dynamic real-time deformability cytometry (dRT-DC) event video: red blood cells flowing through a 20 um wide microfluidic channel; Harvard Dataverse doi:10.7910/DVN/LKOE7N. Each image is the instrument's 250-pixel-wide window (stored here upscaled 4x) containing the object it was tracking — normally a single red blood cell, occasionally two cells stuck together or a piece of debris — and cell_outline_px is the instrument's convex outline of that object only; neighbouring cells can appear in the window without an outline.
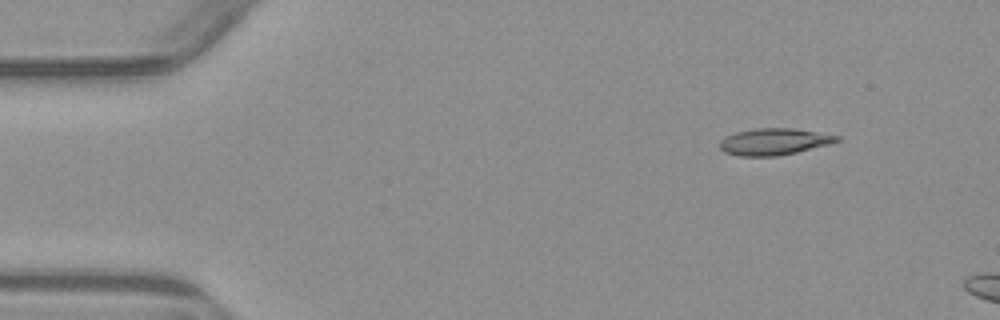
{"species": "common noctule bat (a hibernating species)", "species_latin": "Nyctalus noctula", "temperature_condition": "warm", "stored_images_in_passage": 3, "camera_frame_rate_fps": 3000, "um_per_image_px": 0.085, "animal": {"sex": "male", "body_mass_g": 23.1, "forearm_length_mm": 52.7}, "frame": {"image": 1, "passage_image": 1, "time_ms": 0.0, "image_size_px": [1000, 320], "cell_outline_px": [[840, 140], [828, 144], [796, 152], [776, 156], [740, 156], [724, 152], [720, 148], [720, 140], [724, 136], [736, 132], [756, 128], [792, 128], [840, 136]], "centroid_in_image_um": [65.74, 12.04], "position_along_channel_um": 19.3, "area_um2": 18.03}}